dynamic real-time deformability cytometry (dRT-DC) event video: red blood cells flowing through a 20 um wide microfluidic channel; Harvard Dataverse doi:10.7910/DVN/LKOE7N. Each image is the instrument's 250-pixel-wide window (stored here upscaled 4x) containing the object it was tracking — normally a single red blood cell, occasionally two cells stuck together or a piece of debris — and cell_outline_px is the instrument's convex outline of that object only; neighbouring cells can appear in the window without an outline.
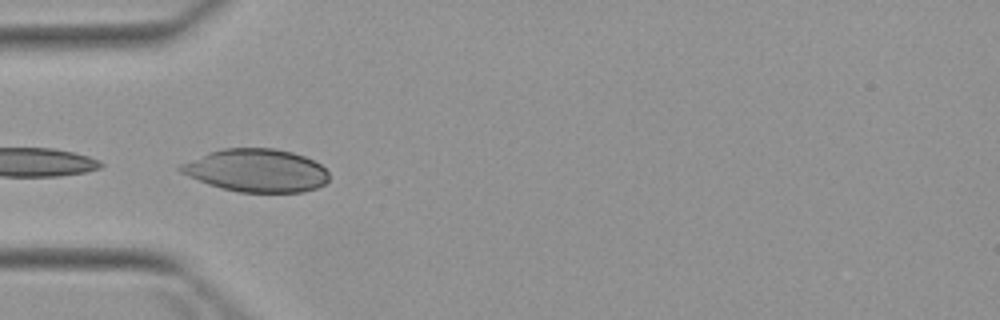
{"species": "Egyptian fruit bat (a non-hibernating species)", "species_latin": "Rousettus aegyptiacus", "temperature_condition": "warm", "stored_images_in_passage": 6, "camera_frame_rate_fps": 3000, "um_per_image_px": 0.085, "animal": {"sex": "female"}, "frame": {"image": 1, "passage_image": 4, "time_ms": 4.333, "image_size_px": [1000, 320], "cell_outline_px": [[328, 180], [324, 184], [316, 188], [304, 192], [240, 192], [220, 188], [208, 184], [188, 176], [180, 172], [176, 168], [180, 164], [208, 152], [224, 148], [272, 148], [292, 152], [304, 156], [320, 164], [328, 172]], "centroid_in_image_um": [21.77, 14.49], "position_along_channel_um": 63.2, "area_um2": 37.17}}
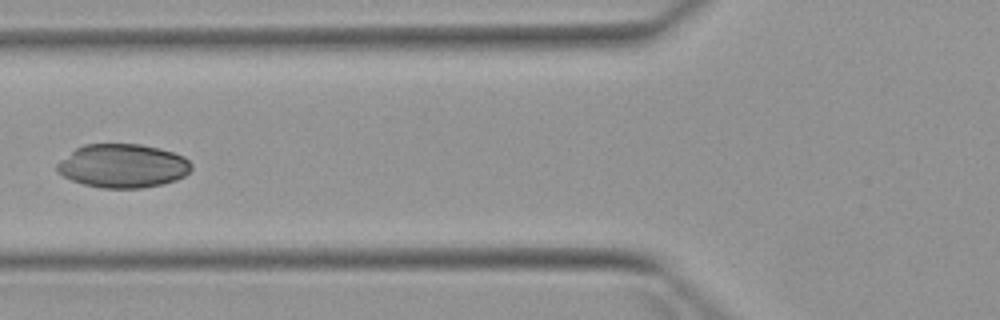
{"frame": {"image": 2, "passage_image": 5, "time_ms": 5.667, "image_size_px": [1000, 320], "cell_outline_px": [[192, 168], [184, 176], [176, 180], [164, 184], [140, 188], [100, 188], [84, 184], [72, 180], [64, 176], [56, 168], [56, 164], [60, 160], [76, 148], [84, 144], [140, 144], [160, 148], [184, 156], [192, 164]], "centroid_in_image_um": [10.45, 14.1], "position_along_channel_um": 115.3, "area_um2": 34.22}}
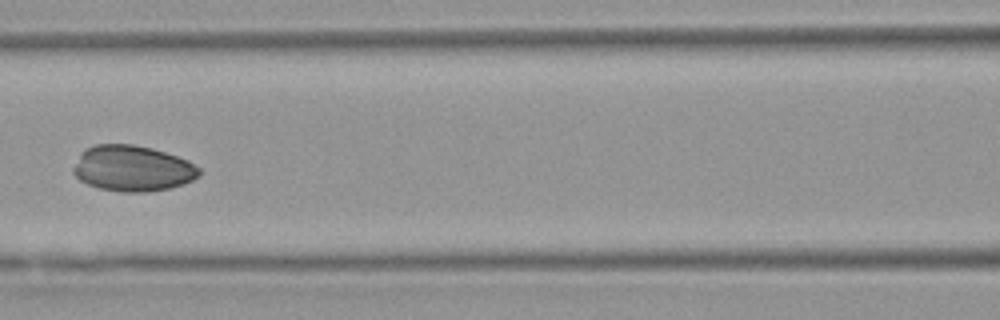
{"frame": {"image": 3, "passage_image": 6, "time_ms": 6.667, "image_size_px": [1000, 320], "cell_outline_px": [[200, 176], [184, 184], [172, 188], [144, 192], [120, 192], [100, 188], [88, 184], [80, 180], [72, 172], [72, 168], [80, 152], [84, 148], [96, 144], [132, 144], [152, 148], [188, 160], [200, 168]], "centroid_in_image_um": [11.25, 14.31], "position_along_channel_um": 155.3, "area_um2": 33.87}}